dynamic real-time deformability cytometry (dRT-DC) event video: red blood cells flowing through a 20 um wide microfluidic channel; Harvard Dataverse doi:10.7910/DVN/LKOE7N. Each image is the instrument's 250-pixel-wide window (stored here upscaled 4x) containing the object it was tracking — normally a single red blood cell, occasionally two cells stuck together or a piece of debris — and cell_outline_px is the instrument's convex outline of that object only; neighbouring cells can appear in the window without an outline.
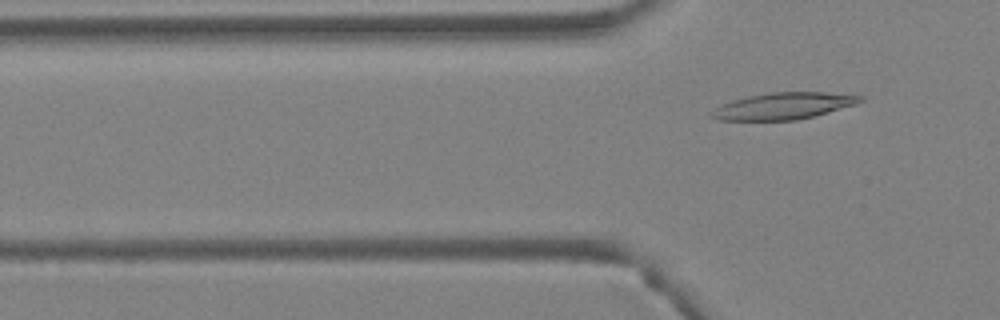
{"species": "Egyptian fruit bat (a non-hibernating species)", "species_latin": "Rousettus aegyptiacus", "temperature_condition": "warm", "stored_images_in_passage": 4, "camera_frame_rate_fps": 3000, "um_per_image_px": 0.085, "animal": {"sex": "female"}, "frame": {"image": 1, "passage_image": 4, "time_ms": 1.0, "image_size_px": [1000, 320], "cell_outline_px": [[864, 100], [856, 104], [816, 116], [796, 120], [720, 120], [712, 116], [708, 112], [732, 100], [748, 96], [772, 92], [824, 92], [864, 96]], "centroid_in_image_um": [66.63, 9.01], "position_along_channel_um": 59.2, "area_um2": 23.0}}